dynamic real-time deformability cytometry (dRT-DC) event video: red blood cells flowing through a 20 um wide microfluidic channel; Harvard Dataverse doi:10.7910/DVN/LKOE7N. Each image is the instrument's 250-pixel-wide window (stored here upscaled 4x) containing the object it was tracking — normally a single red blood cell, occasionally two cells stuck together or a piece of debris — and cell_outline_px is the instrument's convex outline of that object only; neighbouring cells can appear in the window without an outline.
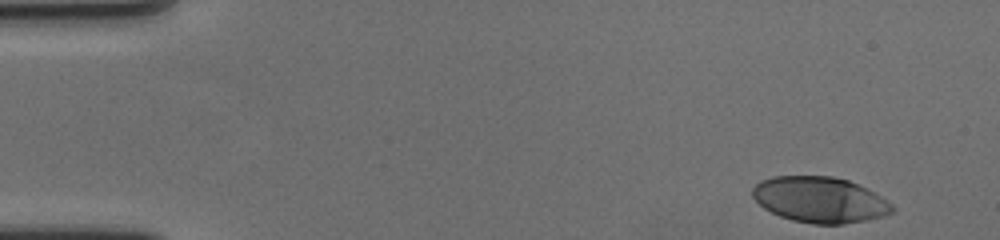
{"species": "human", "species_latin": "Homo sapiens", "temperature_condition": "cold", "stored_images_in_passage": 48, "camera_frame_rate_fps": 3000, "um_per_image_px": 0.085, "donor": {"sex": "female"}, "frame": {"image": 1, "passage_image": 1, "time_ms": 0.0, "image_size_px": [1000, 240], "cell_outline_px": [[896, 208], [892, 212], [884, 216], [844, 224], [812, 224], [792, 220], [780, 216], [764, 208], [752, 196], [752, 188], [760, 180], [772, 176], [832, 176], [848, 180], [888, 200]], "centroid_in_image_um": [69.67, 16.98], "position_along_channel_um": 15.3, "area_um2": 37.17}}
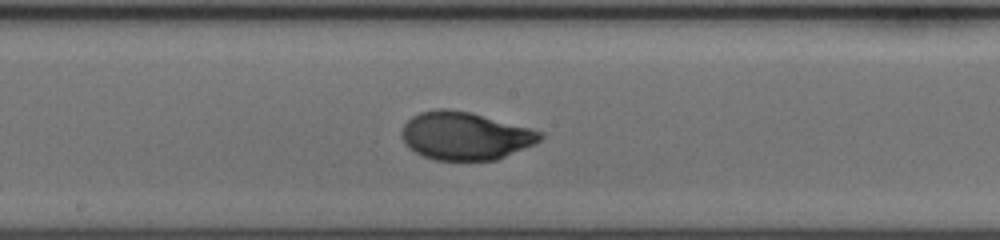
{"frame": {"image": 2, "passage_image": 28, "time_ms": 9.0, "image_size_px": [1000, 240], "cell_outline_px": [[544, 136], [536, 144], [496, 160], [436, 160], [424, 156], [408, 148], [404, 144], [400, 136], [400, 132], [404, 124], [412, 116], [420, 112], [436, 108], [448, 108], [472, 112], [544, 132]], "centroid_in_image_um": [39.52, 11.54], "position_along_channel_um": 208.7, "area_um2": 39.07}}
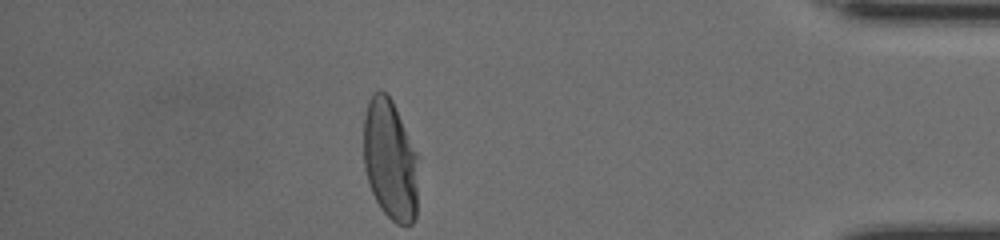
{"frame": {"image": 3, "passage_image": 48, "time_ms": 15.667, "image_size_px": [1000, 240], "cell_outline_px": [[416, 216], [412, 224], [396, 224], [380, 208], [368, 184], [364, 168], [364, 116], [368, 100], [372, 92], [380, 88], [392, 100], [416, 152]], "centroid_in_image_um": [33.12, 13.56], "position_along_channel_um": 402.1, "area_um2": 38.21}, "authors_computed_cell_mechanics": {"area_um2": 38.0902, "velocity_mm_per_s": 3.5264, "shape_relaxation_time_tau1_ms": 4.2274, "shape_relaxation_time_tau2_ms": null, "deformation_change_tau1": 0.1965, "deformation_change_tau2": null}}